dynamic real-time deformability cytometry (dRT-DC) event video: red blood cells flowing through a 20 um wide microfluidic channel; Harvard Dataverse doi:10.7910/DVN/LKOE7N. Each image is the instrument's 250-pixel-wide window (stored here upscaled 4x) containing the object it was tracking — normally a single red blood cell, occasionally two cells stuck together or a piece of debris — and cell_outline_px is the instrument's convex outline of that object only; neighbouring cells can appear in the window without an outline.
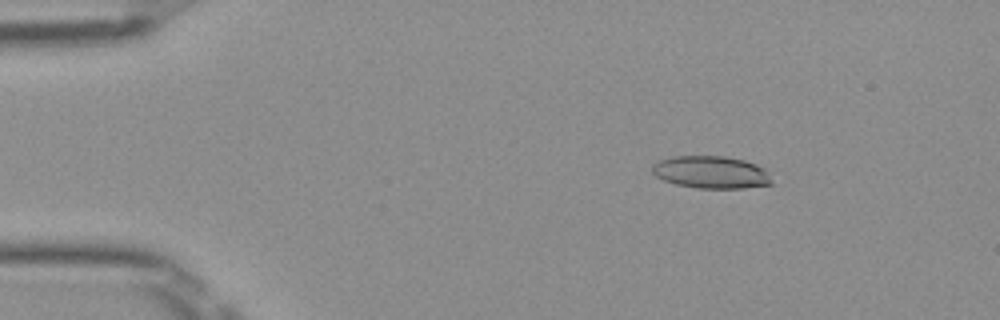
{"species": "Egyptian fruit bat (a non-hibernating species)", "species_latin": "Rousettus aegyptiacus", "temperature_condition": "room temperature", "stored_images_in_passage": 51, "camera_frame_rate_fps": 3000, "um_per_image_px": 0.085, "frame": {"image": 1, "passage_image": 8, "time_ms": 2.333, "image_size_px": [1000, 320], "cell_outline_px": [[772, 184], [744, 188], [696, 188], [676, 184], [664, 180], [656, 176], [652, 172], [652, 164], [660, 160], [672, 156], [724, 156], [744, 160], [756, 164], [764, 168], [772, 180]], "centroid_in_image_um": [60.44, 14.64], "position_along_channel_um": 24.6, "area_um2": 22.6}}
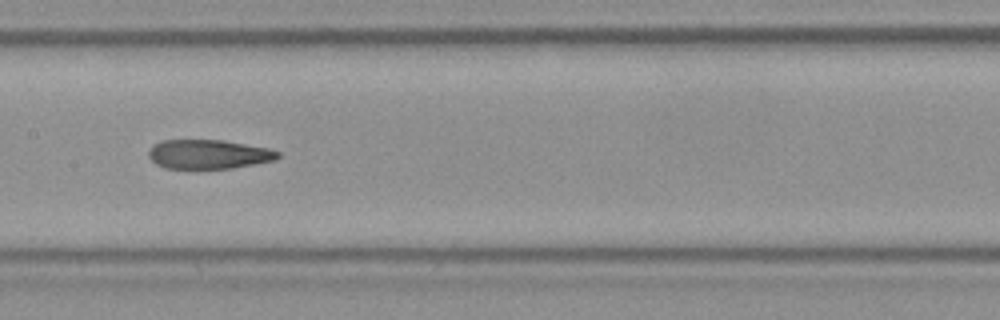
{"frame": {"image": 2, "passage_image": 26, "time_ms": 8.333, "image_size_px": [1000, 320], "cell_outline_px": [[280, 156], [272, 160], [232, 168], [164, 168], [156, 164], [148, 156], [148, 152], [152, 144], [160, 140], [224, 140], [268, 148], [280, 152]], "centroid_in_image_um": [17.67, 13.1], "position_along_channel_um": 189.7, "area_um2": 21.91}}
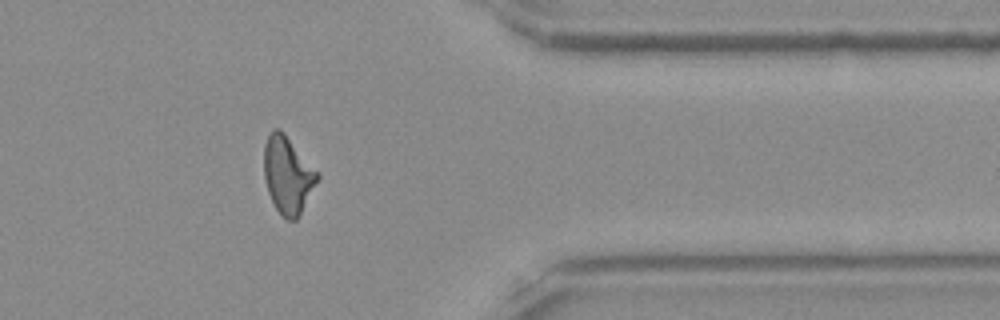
{"frame": {"image": 3, "passage_image": 42, "time_ms": 13.667, "image_size_px": [1000, 320], "cell_outline_px": [[320, 176], [300, 216], [296, 220], [288, 220], [280, 216], [268, 192], [264, 176], [264, 144], [272, 128], [280, 128], [284, 132], [320, 172]], "centroid_in_image_um": [24.48, 14.86], "position_along_channel_um": 386.9, "area_um2": 24.39}, "authors_computed_cell_mechanics": {"area_um2": 23.12, "velocity_mm_per_s": 3.989, "shape_relaxation_time_tau1_ms": null, "shape_relaxation_time_tau2_ms": 3.0385, "deformation_change_tau1": null, "deformation_change_tau2": 0.1233}}